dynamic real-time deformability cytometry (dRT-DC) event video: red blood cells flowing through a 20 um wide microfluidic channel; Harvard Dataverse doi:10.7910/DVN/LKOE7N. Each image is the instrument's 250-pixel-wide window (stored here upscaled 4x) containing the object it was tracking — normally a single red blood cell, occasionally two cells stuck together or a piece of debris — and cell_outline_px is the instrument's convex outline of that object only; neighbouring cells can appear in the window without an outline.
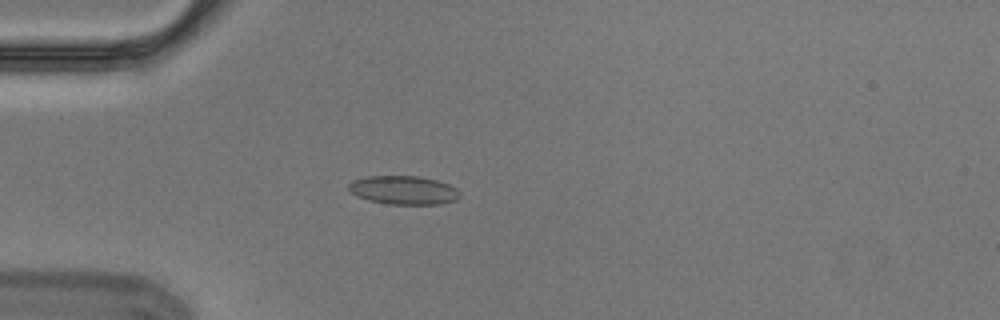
{"species": "Egyptian fruit bat (a non-hibernating species)", "species_latin": "Rousettus aegyptiacus", "temperature_condition": "cold", "stored_images_in_passage": 5, "camera_frame_rate_fps": 3000, "um_per_image_px": 0.085, "animal": {"sex": "male"}, "frame": {"image": 1, "passage_image": 5, "time_ms": 1.333, "image_size_px": [1000, 320], "cell_outline_px": [[460, 196], [456, 200], [440, 204], [388, 204], [368, 200], [356, 196], [348, 188], [348, 184], [352, 180], [368, 176], [416, 176], [436, 180], [448, 184], [456, 188], [460, 192]], "centroid_in_image_um": [34.29, 16.16], "position_along_channel_um": 50.7, "area_um2": 18.55}}